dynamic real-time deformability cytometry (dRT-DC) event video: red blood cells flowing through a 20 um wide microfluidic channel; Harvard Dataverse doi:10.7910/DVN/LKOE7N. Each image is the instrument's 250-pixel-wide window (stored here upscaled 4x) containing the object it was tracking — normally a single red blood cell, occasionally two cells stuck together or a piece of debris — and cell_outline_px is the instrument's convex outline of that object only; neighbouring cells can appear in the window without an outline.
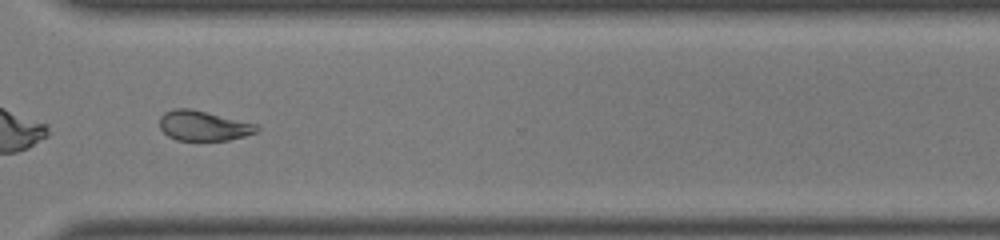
{"species": "common noctule bat (a hibernating species)", "species_latin": "Nyctalus noctula", "temperature_condition": "room temperature", "stored_images_in_passage": 39, "camera_frame_rate_fps": 3000, "um_per_image_px": 0.085, "animal": {"sex": "male", "body_mass_g": 19.0, "forearm_length_mm": 50.8}, "frame": {"image": 1, "passage_image": 28, "time_ms": 9.0, "image_size_px": [1000, 240], "cell_outline_px": [[260, 128], [256, 132], [244, 136], [228, 140], [176, 140], [168, 136], [160, 128], [160, 116], [164, 112], [172, 108], [192, 108], [256, 124]], "centroid_in_image_um": [17.26, 10.67], "position_along_channel_um": 353.3, "area_um2": 16.99}, "authors_computed_cell_mechanics": {"area_um2": 17.8024, "velocity_mm_per_s": 4.0864, "shape_relaxation_time_tau1_ms": null, "shape_relaxation_time_tau2_ms": 5.748, "deformation_change_tau1": null, "deformation_change_tau2": 0.134}}